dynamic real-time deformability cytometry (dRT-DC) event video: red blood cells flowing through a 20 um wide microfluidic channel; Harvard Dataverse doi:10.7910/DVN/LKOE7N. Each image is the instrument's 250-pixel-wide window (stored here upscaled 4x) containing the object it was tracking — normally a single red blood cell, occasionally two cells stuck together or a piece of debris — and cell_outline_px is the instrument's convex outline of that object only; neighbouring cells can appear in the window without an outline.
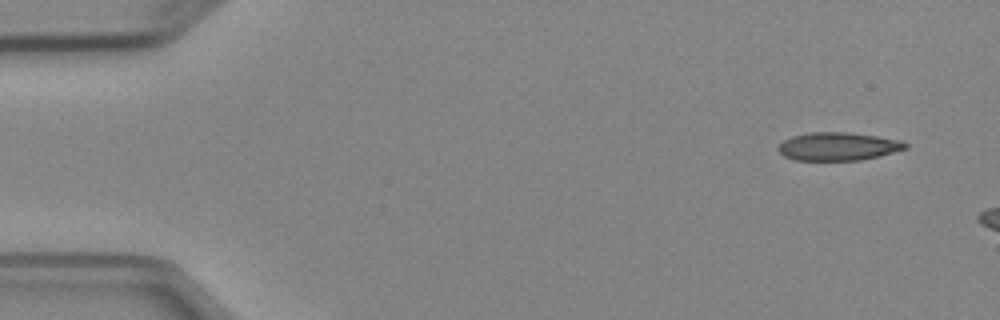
{"species": "Egyptian fruit bat (a non-hibernating species)", "species_latin": "Rousettus aegyptiacus", "temperature_condition": "cold", "stored_images_in_passage": 3, "camera_frame_rate_fps": 3000, "um_per_image_px": 0.085, "animal": {"sex": "female"}, "frame": {"image": 1, "passage_image": 1, "time_ms": 0.0, "image_size_px": [1000, 320], "cell_outline_px": [[908, 148], [880, 156], [860, 160], [792, 160], [784, 156], [776, 148], [784, 140], [792, 136], [808, 132], [848, 132], [876, 136], [900, 140], [908, 144]], "centroid_in_image_um": [71.23, 12.44], "position_along_channel_um": 13.8, "area_um2": 20.92}}